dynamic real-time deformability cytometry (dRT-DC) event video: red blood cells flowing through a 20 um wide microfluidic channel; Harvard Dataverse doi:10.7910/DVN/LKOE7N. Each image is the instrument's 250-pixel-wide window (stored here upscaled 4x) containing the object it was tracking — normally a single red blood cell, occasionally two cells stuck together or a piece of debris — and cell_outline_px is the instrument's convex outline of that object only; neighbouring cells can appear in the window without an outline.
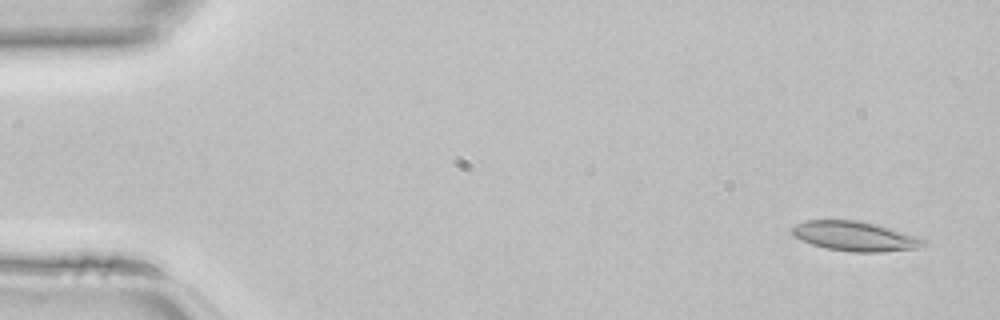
{"species": "common noctule bat (a hibernating species)", "species_latin": "Nyctalus noctula", "temperature_condition": "room temperature", "stored_images_in_passage": 45, "camera_frame_rate_fps": 3000, "um_per_image_px": 0.085, "animal": {"sex": "female", "body_mass_g": 22.7, "forearm_length_mm": 54.2}, "frame": {"image": 1, "passage_image": 2, "time_ms": 0.333, "image_size_px": [1000, 320], "cell_outline_px": [[924, 244], [916, 248], [880, 252], [852, 252], [828, 248], [812, 244], [792, 236], [792, 228], [796, 224], [804, 220], [860, 220], [876, 224], [916, 236], [924, 240]], "centroid_in_image_um": [72.62, 20.07], "position_along_channel_um": 12.4, "area_um2": 22.43}}
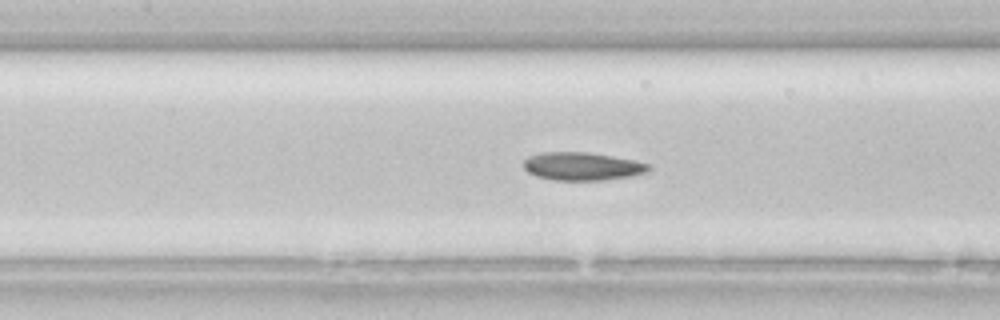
{"frame": {"image": 2, "passage_image": 20, "time_ms": 6.333, "image_size_px": [1000, 320], "cell_outline_px": [[652, 168], [648, 172], [632, 176], [604, 180], [552, 180], [536, 176], [528, 172], [524, 168], [524, 160], [528, 156], [540, 152], [588, 152], [612, 156], [652, 164]], "centroid_in_image_um": [49.51, 14.14], "position_along_channel_um": 157.9, "area_um2": 20.63}}
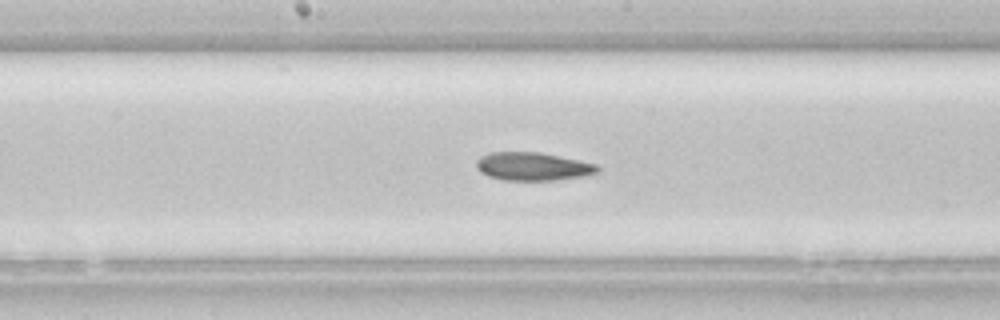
{"frame": {"image": 3, "passage_image": 23, "time_ms": 7.333, "image_size_px": [1000, 320], "cell_outline_px": [[600, 172], [588, 176], [556, 180], [504, 180], [488, 176], [480, 172], [476, 168], [476, 160], [480, 156], [488, 152], [540, 152], [580, 160], [596, 164], [600, 168]], "centroid_in_image_um": [45.31, 14.15], "position_along_channel_um": 202.9, "area_um2": 20.23}}